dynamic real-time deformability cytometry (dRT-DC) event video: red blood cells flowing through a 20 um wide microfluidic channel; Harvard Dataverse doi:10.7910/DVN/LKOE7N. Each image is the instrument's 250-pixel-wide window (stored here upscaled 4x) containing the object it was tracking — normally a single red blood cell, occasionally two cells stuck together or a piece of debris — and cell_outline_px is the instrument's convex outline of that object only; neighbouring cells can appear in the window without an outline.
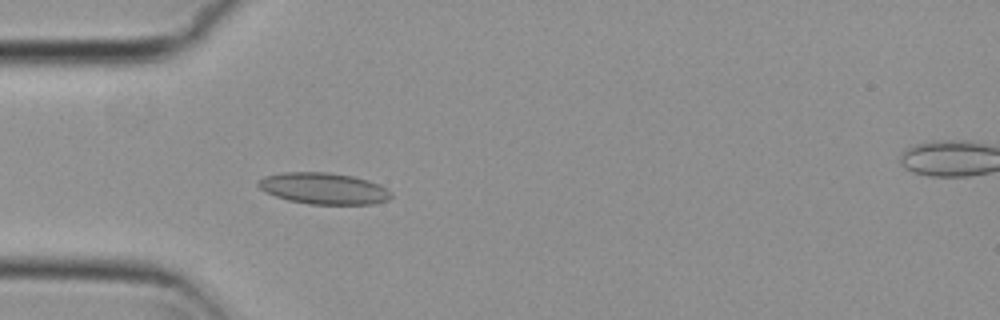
{"species": "common noctule bat (a hibernating species)", "species_latin": "Nyctalus noctula", "temperature_condition": "cold", "stored_images_in_passage": 39, "camera_frame_rate_fps": 3000, "um_per_image_px": 0.085, "animal": {"sex": "female", "body_mass_g": 29.2, "forearm_length_mm": 56.3}, "frame": {"image": 1, "passage_image": 1, "time_ms": 0.0, "image_size_px": [1000, 320], "cell_outline_px": [[392, 196], [388, 200], [372, 204], [308, 204], [288, 200], [276, 196], [260, 188], [256, 184], [256, 180], [264, 176], [284, 172], [328, 172], [352, 176], [368, 180], [380, 184], [392, 192]], "centroid_in_image_um": [27.52, 16.01], "position_along_channel_um": 57.5, "area_um2": 24.39}}
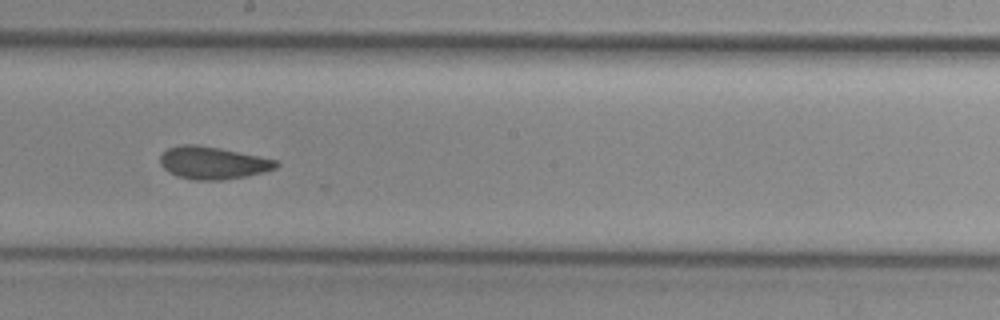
{"frame": {"image": 2, "passage_image": 15, "time_ms": 4.667, "image_size_px": [1000, 320], "cell_outline_px": [[280, 164], [276, 168], [264, 172], [248, 176], [220, 180], [196, 180], [176, 176], [168, 172], [160, 164], [160, 156], [168, 148], [180, 144], [196, 144], [220, 148], [276, 160]], "centroid_in_image_um": [18.07, 13.84], "position_along_channel_um": 230.1, "area_um2": 21.96}}
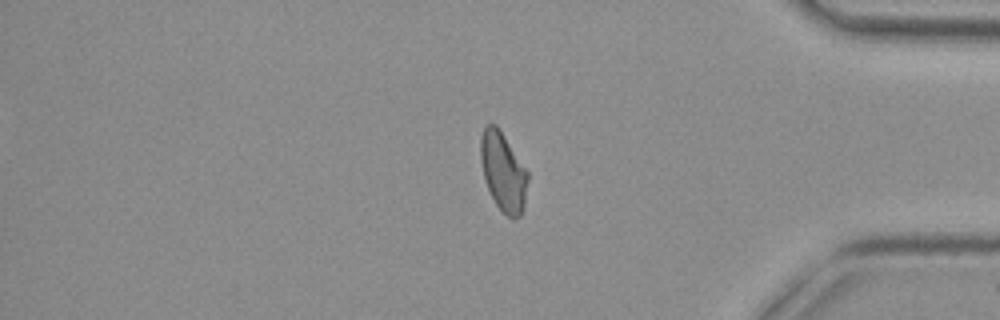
{"frame": {"image": 3, "passage_image": 30, "time_ms": 9.667, "image_size_px": [1000, 320], "cell_outline_px": [[528, 180], [524, 204], [520, 216], [516, 220], [512, 220], [496, 204], [488, 188], [484, 176], [480, 160], [480, 136], [484, 128], [488, 124], [496, 124], [528, 172]], "centroid_in_image_um": [42.76, 14.6], "position_along_channel_um": 392.4, "area_um2": 21.39}, "authors_computed_cell_mechanics": {"area_um2": 21.8484, "velocity_mm_per_s": 3.7934, "shape_relaxation_time_tau1_ms": null, "shape_relaxation_time_tau2_ms": 2.1845, "deformation_change_tau1": null, "deformation_change_tau2": 0.0666}}